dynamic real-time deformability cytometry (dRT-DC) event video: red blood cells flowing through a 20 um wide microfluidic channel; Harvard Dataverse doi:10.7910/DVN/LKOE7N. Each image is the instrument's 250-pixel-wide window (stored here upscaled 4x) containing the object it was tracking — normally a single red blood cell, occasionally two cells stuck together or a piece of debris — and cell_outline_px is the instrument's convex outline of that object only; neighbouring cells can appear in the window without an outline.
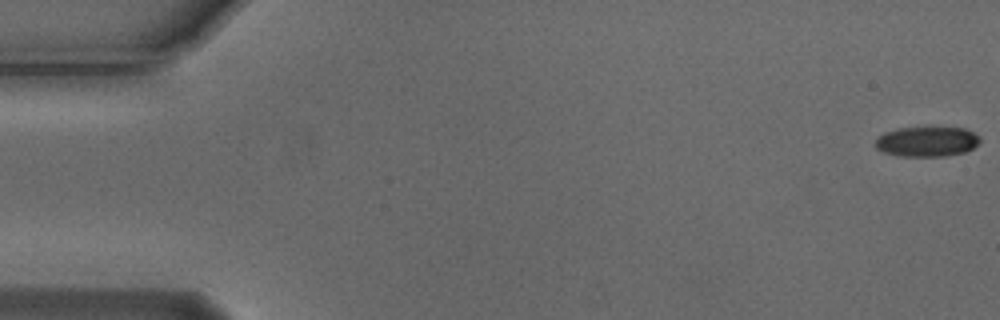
{"species": "Egyptian fruit bat (a non-hibernating species)", "species_latin": "Rousettus aegyptiacus", "temperature_condition": "cold", "stored_images_in_passage": 6, "segment_of_instrument_passage": [1, 2], "camera_frame_rate_fps": 3000, "um_per_image_px": 0.085, "animal": {"sex": "male"}, "frame": {"image": 1, "passage_image": 1, "time_ms": 0.0, "image_size_px": [1000, 320], "cell_outline_px": [[980, 140], [972, 148], [964, 152], [944, 156], [900, 156], [884, 152], [876, 148], [876, 140], [884, 132], [900, 128], [928, 124], [964, 128], [980, 136]], "centroid_in_image_um": [78.8, 11.98], "position_along_channel_um": 6.2, "area_um2": 18.9}}